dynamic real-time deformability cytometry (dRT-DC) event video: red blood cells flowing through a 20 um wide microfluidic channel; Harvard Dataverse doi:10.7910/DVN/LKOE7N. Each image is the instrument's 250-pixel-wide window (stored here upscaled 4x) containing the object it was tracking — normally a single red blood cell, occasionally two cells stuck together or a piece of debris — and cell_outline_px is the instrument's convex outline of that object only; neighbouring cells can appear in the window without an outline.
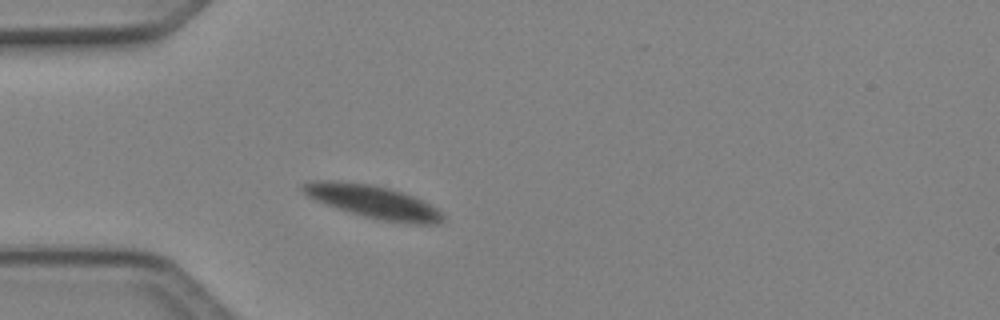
{"species": "Egyptian fruit bat (a non-hibernating species)", "species_latin": "Rousettus aegyptiacus", "temperature_condition": "cold", "stored_images_in_passage": 3, "camera_frame_rate_fps": 3000, "um_per_image_px": 0.085, "animal": {"sex": "female"}, "frame": {"image": 1, "passage_image": 2, "time_ms": 0.333, "image_size_px": [1000, 320], "cell_outline_px": [[444, 220], [440, 224], [412, 224], [380, 220], [364, 216], [336, 208], [324, 204], [308, 196], [300, 188], [300, 184], [312, 180], [336, 180], [372, 184], [388, 188], [412, 196], [436, 208], [444, 216]], "centroid_in_image_um": [31.67, 17.14], "position_along_channel_um": 53.3, "area_um2": 26.82}}